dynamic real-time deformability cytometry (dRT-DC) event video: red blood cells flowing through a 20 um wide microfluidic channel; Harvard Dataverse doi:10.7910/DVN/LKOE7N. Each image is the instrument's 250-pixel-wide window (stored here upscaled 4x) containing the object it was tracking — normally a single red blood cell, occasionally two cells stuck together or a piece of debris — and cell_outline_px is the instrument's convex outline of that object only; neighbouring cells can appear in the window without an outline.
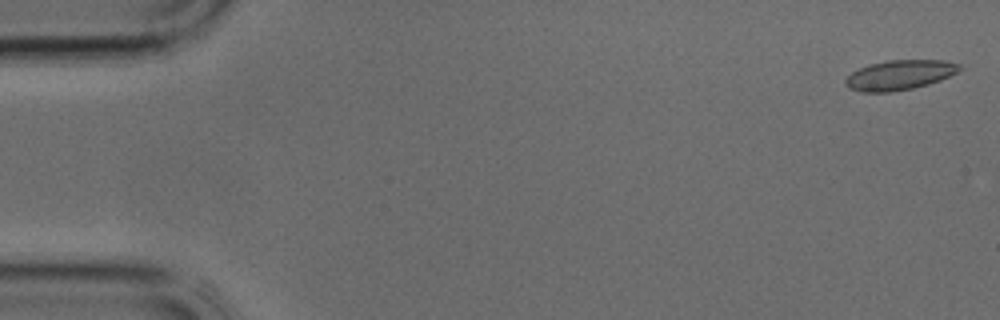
{"species": "common noctule bat (a hibernating species)", "species_latin": "Nyctalus noctula", "temperature_condition": "cold", "stored_images_in_passage": 38, "camera_frame_rate_fps": 3000, "um_per_image_px": 0.085, "animal": {"sex": "male", "body_mass_g": 17.9, "forearm_length_mm": 54.2}, "frame": {"image": 1, "passage_image": 1, "time_ms": 0.0, "image_size_px": [1000, 320], "cell_outline_px": [[964, 68], [940, 80], [928, 84], [912, 88], [892, 92], [864, 92], [852, 88], [844, 84], [844, 80], [852, 72], [868, 64], [888, 60], [944, 60], [960, 64]], "centroid_in_image_um": [76.48, 6.36], "position_along_channel_um": 8.5, "area_um2": 19.71}}
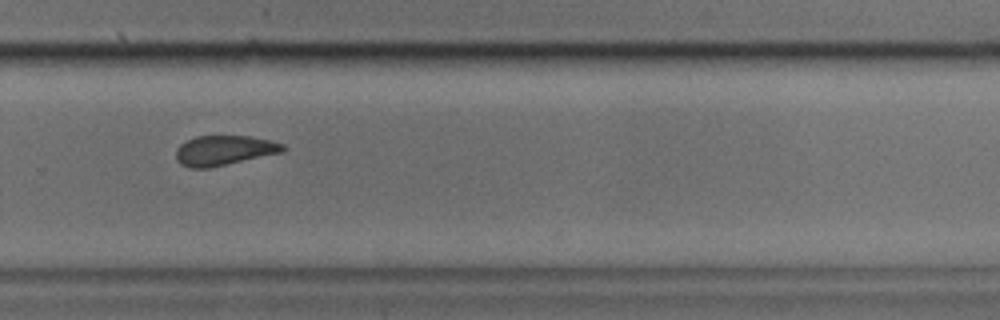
{"frame": {"image": 2, "passage_image": 26, "time_ms": 8.333, "image_size_px": [1000, 320], "cell_outline_px": [[288, 148], [284, 152], [208, 168], [188, 168], [180, 164], [176, 160], [176, 148], [180, 144], [196, 136], [248, 136], [268, 140], [284, 144]], "centroid_in_image_um": [19.05, 12.79], "position_along_channel_um": 310.8, "area_um2": 18.67}}
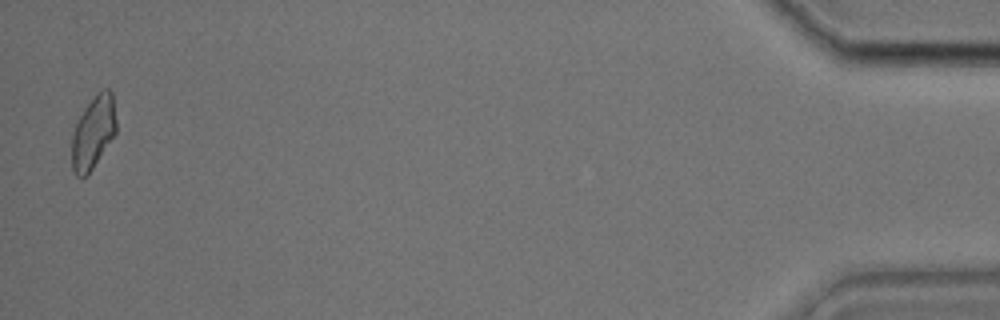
{"frame": {"image": 3, "passage_image": 38, "time_ms": 12.333, "image_size_px": [1000, 320], "cell_outline_px": [[116, 132], [92, 168], [84, 176], [76, 176], [72, 172], [72, 132], [84, 108], [104, 88], [108, 88], [112, 92], [116, 120]], "centroid_in_image_um": [7.92, 11.25], "position_along_channel_um": 427.3, "area_um2": 18.38}}